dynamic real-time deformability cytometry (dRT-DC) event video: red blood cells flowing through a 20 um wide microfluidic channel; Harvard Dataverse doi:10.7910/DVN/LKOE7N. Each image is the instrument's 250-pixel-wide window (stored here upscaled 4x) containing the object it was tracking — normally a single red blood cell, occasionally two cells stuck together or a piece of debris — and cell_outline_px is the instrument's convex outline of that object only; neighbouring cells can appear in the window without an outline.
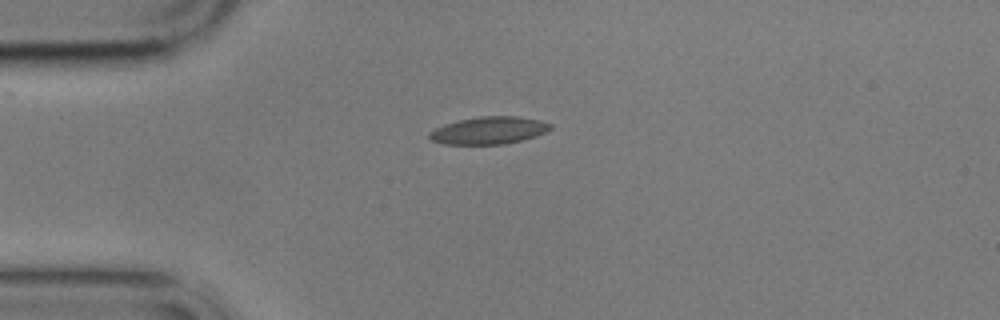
{"species": "common noctule bat (a hibernating species)", "species_latin": "Nyctalus noctula", "temperature_condition": "cold", "stored_images_in_passage": 4, "camera_frame_rate_fps": 3000, "um_per_image_px": 0.085, "animal": {"sex": "male", "body_mass_g": 17.9}, "frame": {"image": 1, "passage_image": 1, "time_ms": 0.0, "image_size_px": [1000, 320], "cell_outline_px": [[552, 128], [548, 132], [524, 140], [504, 144], [444, 144], [432, 140], [428, 136], [428, 132], [444, 124], [460, 120], [480, 116], [516, 116], [540, 120], [552, 124]], "centroid_in_image_um": [41.59, 11.09], "position_along_channel_um": 43.4, "area_um2": 19.42}}
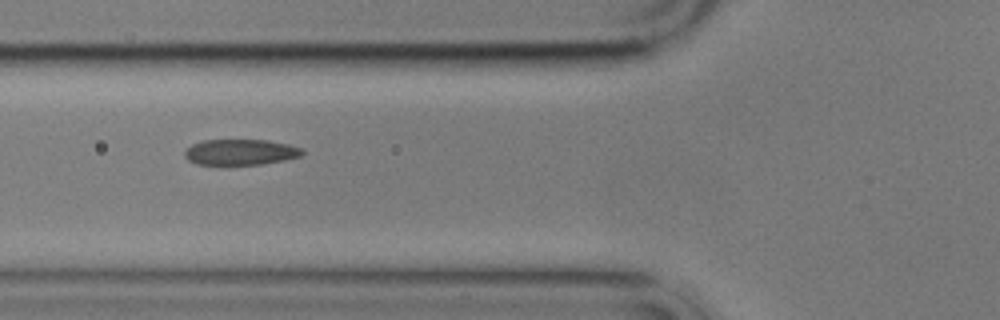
{"frame": {"image": 2, "passage_image": 3, "time_ms": 2.333, "image_size_px": [1000, 320], "cell_outline_px": [[304, 152], [300, 156], [284, 160], [260, 164], [220, 168], [196, 164], [188, 160], [184, 156], [184, 152], [192, 144], [204, 140], [268, 140], [288, 144], [300, 148]], "centroid_in_image_um": [20.36, 12.98], "position_along_channel_um": 105.4, "area_um2": 18.38}}
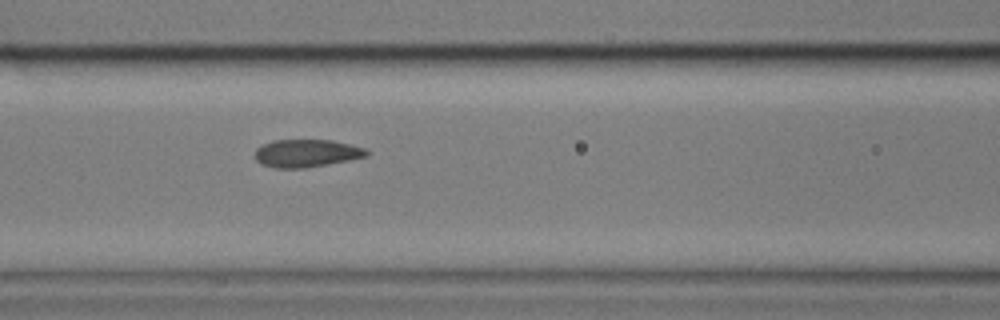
{"frame": {"image": 3, "passage_image": 4, "time_ms": 3.333, "image_size_px": [1000, 320], "cell_outline_px": [[368, 156], [348, 160], [304, 168], [276, 168], [260, 164], [256, 160], [256, 148], [272, 140], [332, 140], [364, 148], [368, 152]], "centroid_in_image_um": [26.02, 13.02], "position_along_channel_um": 140.6, "area_um2": 17.86}}